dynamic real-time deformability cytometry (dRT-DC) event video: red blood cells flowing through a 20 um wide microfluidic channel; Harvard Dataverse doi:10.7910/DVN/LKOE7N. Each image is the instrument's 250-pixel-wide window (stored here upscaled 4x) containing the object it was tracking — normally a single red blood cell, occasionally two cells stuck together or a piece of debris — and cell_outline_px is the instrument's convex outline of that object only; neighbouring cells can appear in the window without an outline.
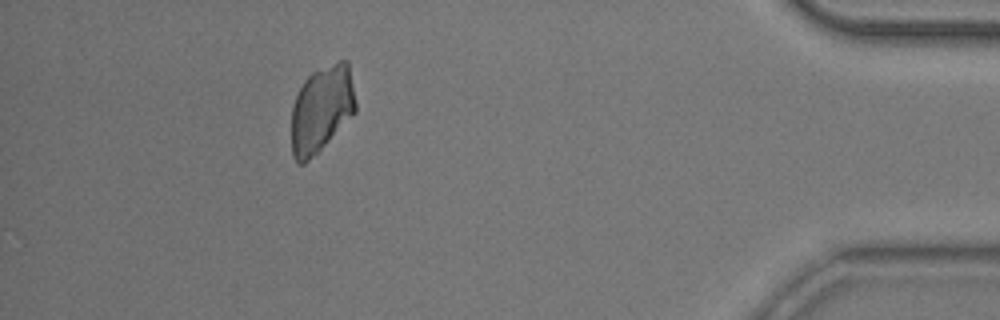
{"species": "common noctule bat (a hibernating species)", "species_latin": "Nyctalus noctula", "temperature_condition": "room temperature", "stored_images_in_passage": 45, "camera_frame_rate_fps": 3000, "um_per_image_px": 0.085, "animal": {"sex": "male", "body_mass_g": 20.5, "forearm_length_mm": 52.5}, "frame": {"image": 1, "passage_image": 40, "time_ms": 13.0, "image_size_px": [1000, 320], "cell_outline_px": [[356, 112], [304, 164], [300, 164], [292, 156], [292, 108], [296, 96], [304, 80], [312, 72], [340, 60], [348, 60], [356, 100]], "centroid_in_image_um": [27.34, 9.23], "position_along_channel_um": 407.9, "area_um2": 31.96}}